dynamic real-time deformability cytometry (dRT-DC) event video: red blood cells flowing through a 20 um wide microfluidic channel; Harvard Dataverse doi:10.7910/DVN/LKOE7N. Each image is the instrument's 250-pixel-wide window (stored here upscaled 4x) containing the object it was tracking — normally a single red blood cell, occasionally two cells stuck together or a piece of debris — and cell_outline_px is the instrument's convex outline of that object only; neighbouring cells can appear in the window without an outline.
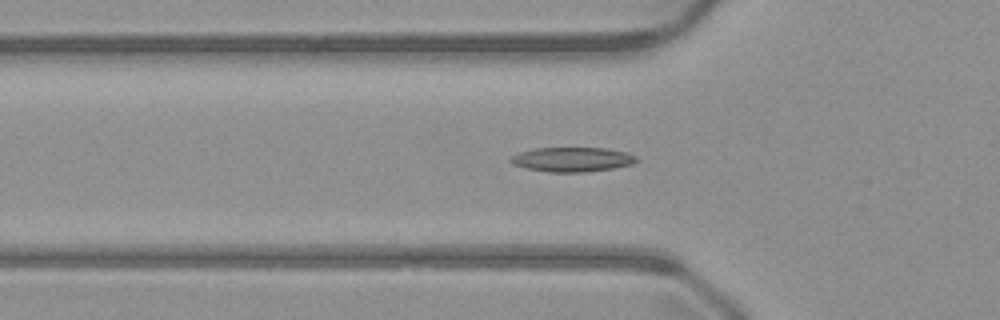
{"species": "common noctule bat (a hibernating species)", "species_latin": "Nyctalus noctula", "temperature_condition": "warm", "stored_images_in_passage": 37, "camera_frame_rate_fps": 3000, "um_per_image_px": 0.085, "animal": {"sex": "male", "body_mass_g": 23.1, "forearm_length_mm": 52.7}, "frame": {"image": 1, "passage_image": 8, "time_ms": 2.333, "image_size_px": [1000, 320], "cell_outline_px": [[640, 160], [632, 164], [612, 168], [584, 172], [548, 172], [524, 168], [512, 164], [508, 160], [512, 156], [520, 152], [536, 148], [608, 148], [628, 152], [636, 156]], "centroid_in_image_um": [48.65, 13.55], "position_along_channel_um": 77.2, "area_um2": 18.09}}
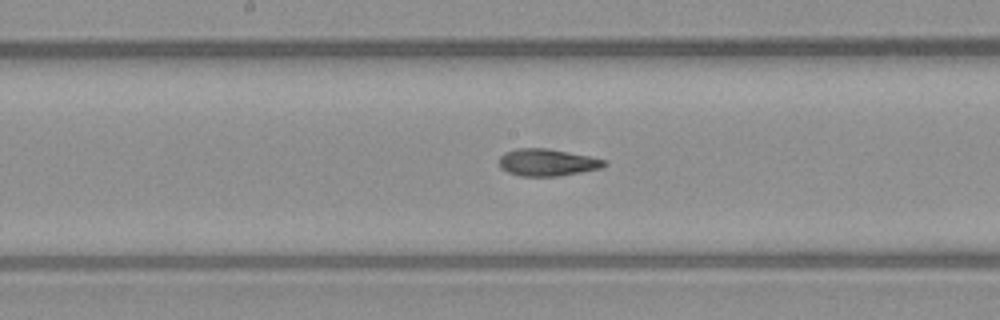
{"frame": {"image": 2, "passage_image": 17, "time_ms": 5.333, "image_size_px": [1000, 320], "cell_outline_px": [[608, 164], [600, 168], [560, 176], [520, 176], [508, 172], [500, 168], [500, 156], [504, 152], [516, 148], [548, 148], [608, 160]], "centroid_in_image_um": [46.51, 13.8], "position_along_channel_um": 201.7, "area_um2": 16.65}}
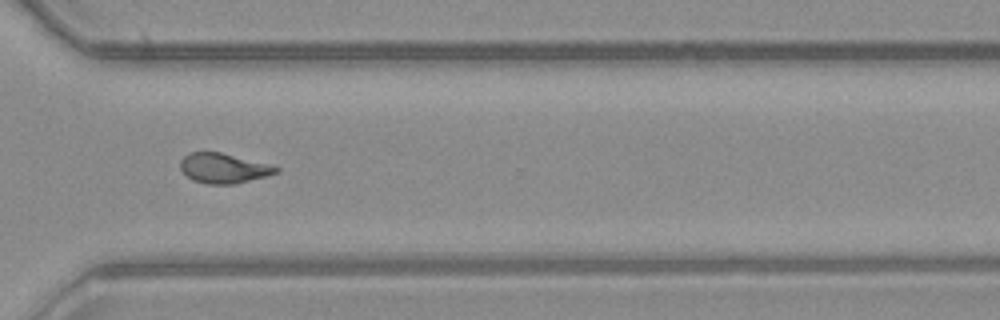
{"frame": {"image": 3, "passage_image": 28, "time_ms": 9.0, "image_size_px": [1000, 320], "cell_outline_px": [[280, 168], [276, 172], [268, 176], [236, 184], [208, 184], [192, 180], [180, 168], [180, 160], [188, 152], [220, 152], [268, 164]], "centroid_in_image_um": [18.98, 14.3], "position_along_channel_um": 351.6, "area_um2": 16.59}}